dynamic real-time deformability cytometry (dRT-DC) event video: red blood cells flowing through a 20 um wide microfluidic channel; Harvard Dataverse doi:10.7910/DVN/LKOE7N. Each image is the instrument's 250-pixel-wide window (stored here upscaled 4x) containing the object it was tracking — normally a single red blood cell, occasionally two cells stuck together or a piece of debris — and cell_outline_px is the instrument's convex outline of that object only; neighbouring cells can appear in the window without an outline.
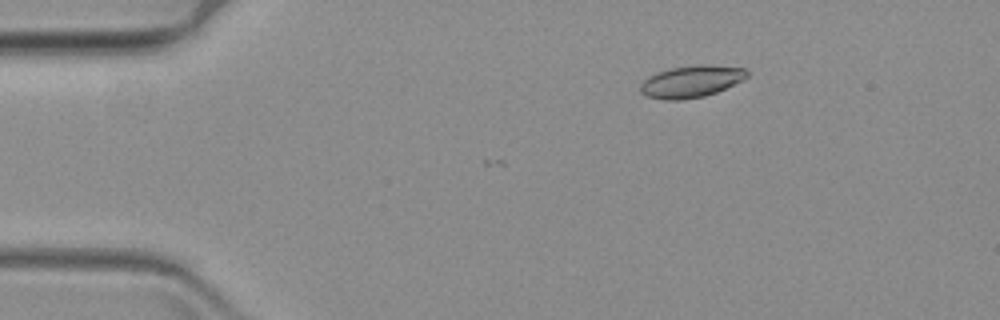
{"species": "common noctule bat (a hibernating species)", "species_latin": "Nyctalus noctula", "temperature_condition": "warm", "stored_images_in_passage": 3, "camera_frame_rate_fps": 3000, "um_per_image_px": 0.085, "animal": {"sex": "female", "body_mass_g": 19.3, "forearm_length_mm": 54.1}, "frame": {"image": 1, "passage_image": 1, "time_ms": 0.0, "image_size_px": [1000, 320], "cell_outline_px": [[748, 76], [716, 92], [704, 96], [680, 100], [668, 100], [644, 96], [640, 92], [640, 84], [648, 76], [656, 72], [668, 68], [700, 64], [704, 64], [744, 68], [748, 72]], "centroid_in_image_um": [58.68, 6.92], "position_along_channel_um": 26.3, "area_um2": 19.77}}